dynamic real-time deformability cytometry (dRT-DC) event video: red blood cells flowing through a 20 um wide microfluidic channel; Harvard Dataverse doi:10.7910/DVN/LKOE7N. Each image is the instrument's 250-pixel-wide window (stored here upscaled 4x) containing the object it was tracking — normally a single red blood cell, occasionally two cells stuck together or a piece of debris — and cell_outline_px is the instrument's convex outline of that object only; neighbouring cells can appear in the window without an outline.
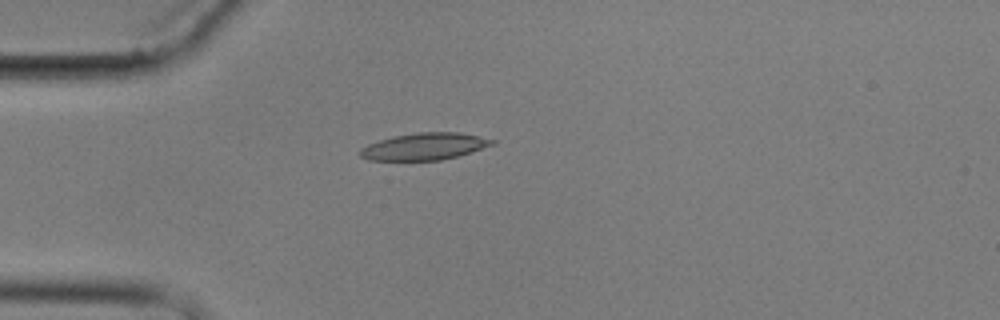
{"species": "common noctule bat (a hibernating species)", "species_latin": "Nyctalus noctula", "temperature_condition": "cold", "stored_images_in_passage": 3, "camera_frame_rate_fps": 3000, "um_per_image_px": 0.085, "animal": {"sex": "male", "body_mass_g": 17.9}, "frame": {"image": 1, "passage_image": 3, "time_ms": 2.667, "image_size_px": [1000, 320], "cell_outline_px": [[496, 144], [460, 156], [440, 160], [368, 160], [360, 156], [360, 148], [368, 144], [392, 136], [416, 132], [460, 132], [496, 140]], "centroid_in_image_um": [36.11, 12.44], "position_along_channel_um": 48.9, "area_um2": 20.92}}